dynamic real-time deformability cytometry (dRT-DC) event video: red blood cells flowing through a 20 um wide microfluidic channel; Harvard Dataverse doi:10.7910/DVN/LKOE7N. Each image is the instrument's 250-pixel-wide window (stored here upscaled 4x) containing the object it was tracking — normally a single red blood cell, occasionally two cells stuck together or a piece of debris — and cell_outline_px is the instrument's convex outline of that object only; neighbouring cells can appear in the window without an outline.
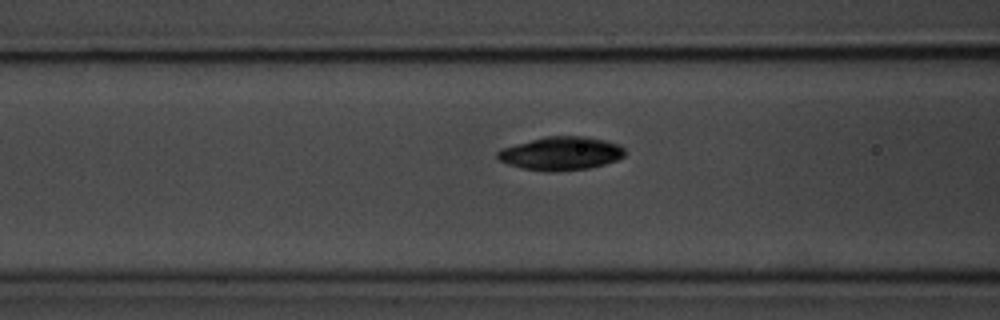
{"species": "common noctule bat (a hibernating species)", "species_latin": "Nyctalus noctula", "temperature_condition": "room temperature", "stored_images_in_passage": 21, "camera_frame_rate_fps": 3000, "um_per_image_px": 0.085, "animal": {"sex": "male", "body_mass_g": 20.1, "forearm_length_mm": 53.5}, "frame": {"image": 1, "passage_image": 15, "time_ms": 4.667, "image_size_px": [1000, 320], "cell_outline_px": [[624, 156], [616, 160], [604, 164], [588, 168], [520, 168], [508, 164], [500, 160], [496, 156], [496, 152], [500, 148], [544, 136], [584, 136], [604, 140], [620, 144], [624, 148]], "centroid_in_image_um": [47.68, 12.98], "position_along_channel_um": 118.9, "area_um2": 23.87}}
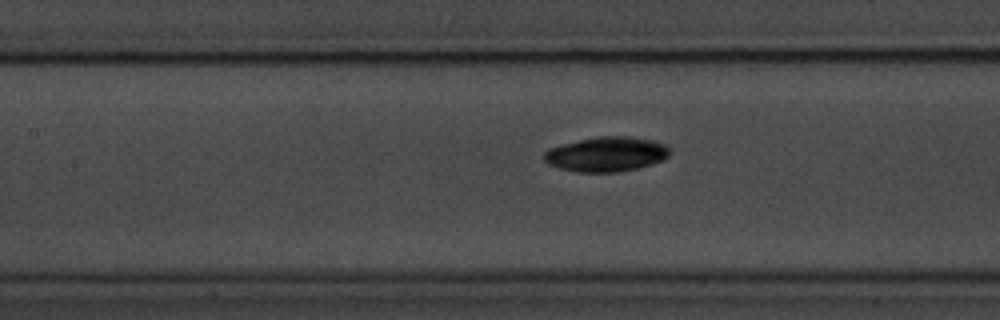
{"frame": {"image": 2, "passage_image": 18, "time_ms": 5.667, "image_size_px": [1000, 320], "cell_outline_px": [[672, 152], [664, 160], [652, 164], [636, 168], [616, 172], [576, 172], [560, 168], [548, 164], [544, 160], [544, 152], [548, 148], [560, 144], [596, 136], [632, 136], [652, 140], [668, 144], [672, 148]], "centroid_in_image_um": [51.58, 13.09], "position_along_channel_um": 155.8, "area_um2": 25.89}}